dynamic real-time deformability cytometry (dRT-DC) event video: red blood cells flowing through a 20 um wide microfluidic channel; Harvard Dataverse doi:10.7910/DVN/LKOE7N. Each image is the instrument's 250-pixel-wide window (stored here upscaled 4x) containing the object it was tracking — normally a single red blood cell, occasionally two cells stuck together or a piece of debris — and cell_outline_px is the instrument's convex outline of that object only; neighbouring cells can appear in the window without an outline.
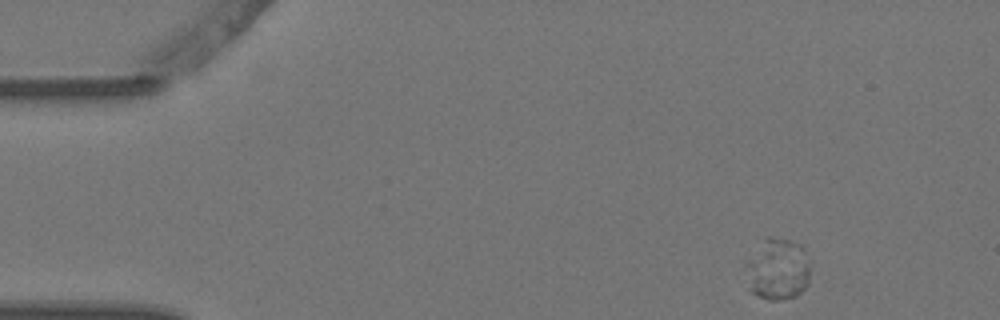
{"species": "Egyptian fruit bat (a non-hibernating species)", "species_latin": "Rousettus aegyptiacus", "temperature_condition": "warm", "stored_images_in_passage": 3, "camera_frame_rate_fps": 3000, "um_per_image_px": 0.085, "animal": {"sex": "female"}, "frame": {"image": 1, "passage_image": 1, "time_ms": 0.0, "image_size_px": [1000, 320], "cell_outline_px": [[812, 268], [808, 284], [796, 296], [780, 300], [768, 300], [752, 292], [744, 264], [764, 236], [772, 236], [788, 240], [800, 244], [804, 248], [812, 264]], "centroid_in_image_um": [66.15, 22.85], "position_along_channel_um": 18.9, "area_um2": 23.7}}
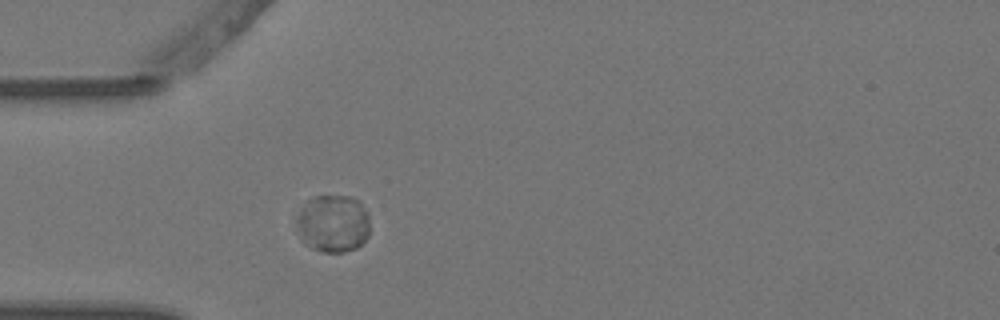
{"frame": {"image": 2, "passage_image": 3, "time_ms": 0.667, "image_size_px": [1000, 320], "cell_outline_px": [[368, 236], [356, 248], [344, 252], [324, 252], [312, 248], [304, 244], [300, 236], [296, 220], [296, 216], [300, 208], [308, 200], [316, 196], [352, 196], [368, 212]], "centroid_in_image_um": [28.28, 19.0], "position_along_channel_um": 56.7, "area_um2": 24.57}}